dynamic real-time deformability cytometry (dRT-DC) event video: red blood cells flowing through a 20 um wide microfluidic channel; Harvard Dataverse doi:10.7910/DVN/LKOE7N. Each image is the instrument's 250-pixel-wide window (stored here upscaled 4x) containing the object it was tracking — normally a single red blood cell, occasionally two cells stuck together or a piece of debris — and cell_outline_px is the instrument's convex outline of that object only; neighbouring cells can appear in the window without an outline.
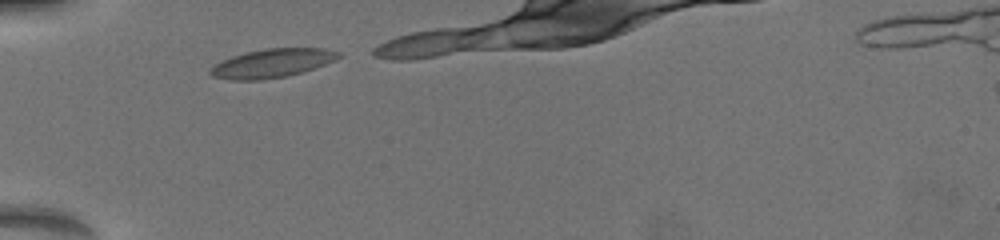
{"species": "common noctule bat (a hibernating species)", "species_latin": "Nyctalus noctula", "temperature_condition": "warm", "stored_images_in_passage": 6, "camera_frame_rate_fps": 3000, "um_per_image_px": 0.085, "animal": {"sex": "female", "body_mass_g": 19.5, "forearm_length_mm": 54.1}, "frame": {"image": 1, "passage_image": 1, "time_ms": 0.0, "image_size_px": [1000, 240], "cell_outline_px": [[340, 56], [336, 60], [304, 72], [288, 76], [264, 80], [228, 80], [212, 76], [208, 72], [216, 64], [232, 56], [244, 52], [264, 48], [324, 48], [340, 52]], "centroid_in_image_um": [23.15, 5.38], "position_along_channel_um": 61.9, "area_um2": 21.62}}